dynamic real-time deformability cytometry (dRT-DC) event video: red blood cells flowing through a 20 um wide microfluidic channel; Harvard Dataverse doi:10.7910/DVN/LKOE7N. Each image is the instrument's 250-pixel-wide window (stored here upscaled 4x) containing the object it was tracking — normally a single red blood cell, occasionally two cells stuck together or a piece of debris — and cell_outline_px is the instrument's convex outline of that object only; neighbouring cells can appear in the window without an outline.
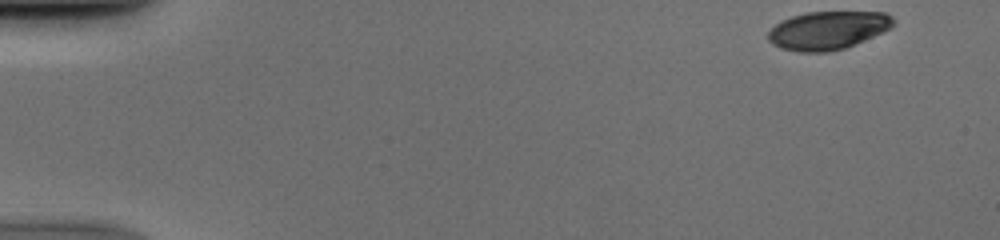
{"species": "human", "species_latin": "Homo sapiens", "temperature_condition": "cold", "stored_images_in_passage": 49, "camera_frame_rate_fps": 3000, "um_per_image_px": 0.085, "donor": {"sex": "male"}, "frame": {"image": 1, "passage_image": 1, "time_ms": 0.0, "image_size_px": [1000, 240], "cell_outline_px": [[896, 24], [884, 32], [844, 48], [828, 52], [796, 52], [780, 48], [772, 44], [768, 40], [768, 32], [780, 20], [792, 16], [808, 12], [884, 12], [892, 16], [896, 20]], "centroid_in_image_um": [70.37, 2.58], "position_along_channel_um": 14.6, "area_um2": 28.09}}
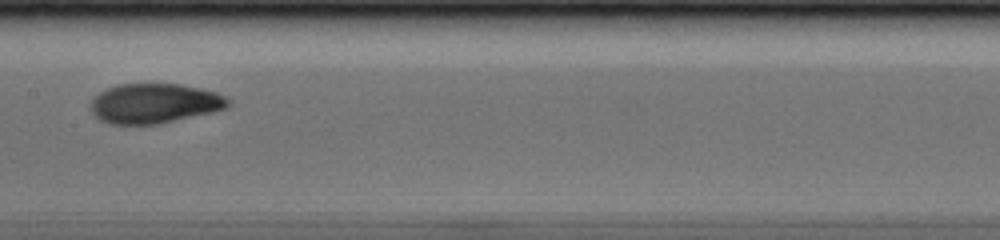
{"frame": {"image": 2, "passage_image": 25, "time_ms": 8.0, "image_size_px": [1000, 240], "cell_outline_px": [[232, 104], [228, 108], [212, 112], [160, 124], [108, 124], [100, 120], [92, 112], [92, 100], [100, 92], [108, 88], [120, 84], [180, 84], [216, 92], [228, 96], [232, 100]], "centroid_in_image_um": [13.2, 8.79], "position_along_channel_um": 194.2, "area_um2": 31.96}}
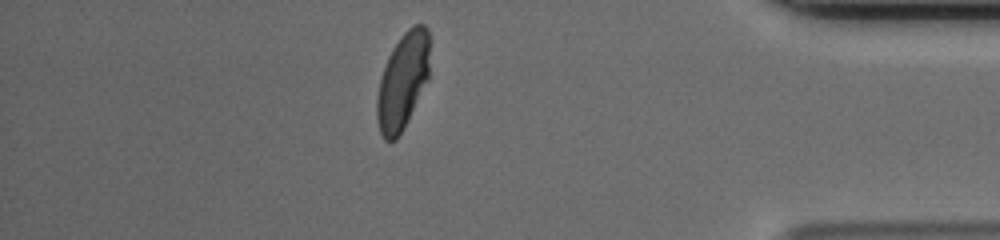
{"frame": {"image": 3, "passage_image": 43, "time_ms": 14.0, "image_size_px": [1000, 240], "cell_outline_px": [[428, 80], [404, 128], [396, 140], [384, 140], [380, 132], [376, 120], [376, 100], [380, 80], [388, 56], [392, 48], [400, 36], [412, 24], [424, 24], [428, 28]], "centroid_in_image_um": [34.21, 6.9], "position_along_channel_um": 401.0, "area_um2": 29.59}}